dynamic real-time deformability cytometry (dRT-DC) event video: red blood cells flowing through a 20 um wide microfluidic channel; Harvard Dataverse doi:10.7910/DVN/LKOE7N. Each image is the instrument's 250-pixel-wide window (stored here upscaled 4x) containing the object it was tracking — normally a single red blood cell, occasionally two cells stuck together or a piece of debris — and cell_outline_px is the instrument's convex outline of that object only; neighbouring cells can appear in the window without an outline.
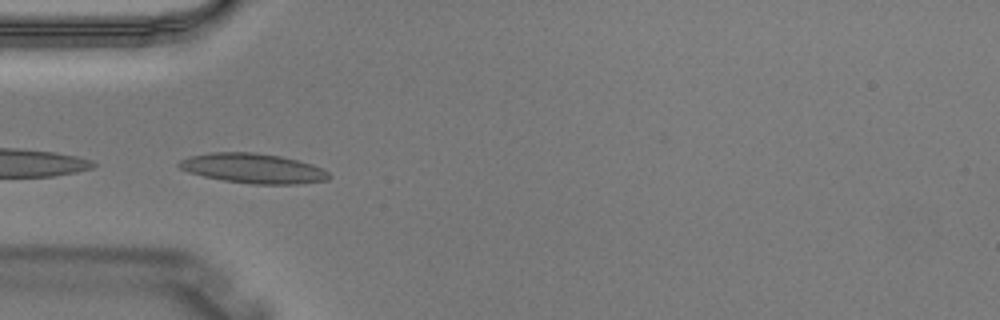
{"species": "Egyptian fruit bat (a non-hibernating species)", "species_latin": "Rousettus aegyptiacus", "temperature_condition": "warm", "stored_images_in_passage": 4, "camera_frame_rate_fps": 3000, "um_per_image_px": 0.085, "animal": {"sex": "male"}, "frame": {"image": 1, "passage_image": 4, "time_ms": 1.0, "image_size_px": [1000, 320], "cell_outline_px": [[332, 176], [328, 180], [300, 184], [252, 184], [224, 180], [204, 176], [188, 172], [180, 168], [176, 164], [180, 160], [192, 156], [212, 152], [256, 152], [280, 156], [312, 164], [328, 172]], "centroid_in_image_um": [21.53, 14.31], "position_along_channel_um": 63.5, "area_um2": 25.95}}